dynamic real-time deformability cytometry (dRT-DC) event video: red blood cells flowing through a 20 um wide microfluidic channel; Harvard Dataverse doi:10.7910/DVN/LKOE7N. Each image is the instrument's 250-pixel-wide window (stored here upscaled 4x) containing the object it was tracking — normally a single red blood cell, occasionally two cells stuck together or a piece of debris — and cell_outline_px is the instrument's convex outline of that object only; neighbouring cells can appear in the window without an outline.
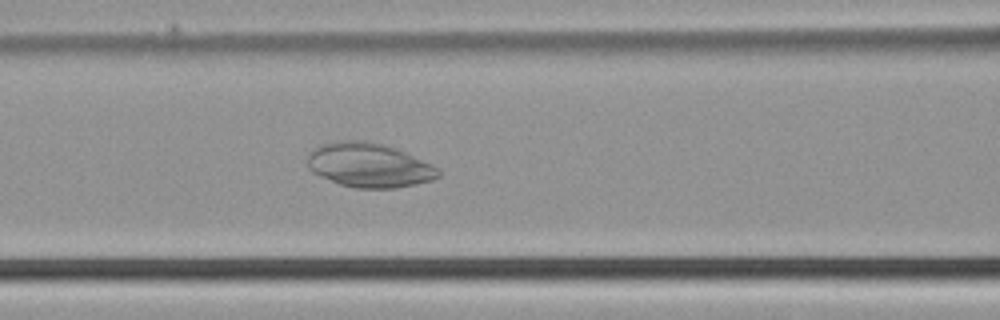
{"species": "common noctule bat (a hibernating species)", "species_latin": "Nyctalus noctula", "temperature_condition": "cold", "stored_images_in_passage": 51, "camera_frame_rate_fps": 3000, "um_per_image_px": 0.085, "animal": {"sex": "male", "body_mass_g": 21.5, "forearm_length_mm": 52.0}, "frame": {"image": 1, "passage_image": 22, "time_ms": 7.0, "image_size_px": [1000, 320], "cell_outline_px": [[440, 176], [432, 180], [416, 184], [396, 188], [356, 188], [340, 184], [320, 176], [312, 172], [308, 168], [308, 152], [312, 148], [320, 144], [336, 140], [368, 140], [384, 144], [396, 148], [432, 164], [440, 168]], "centroid_in_image_um": [31.36, 14.02], "position_along_channel_um": 135.2, "area_um2": 34.22}}
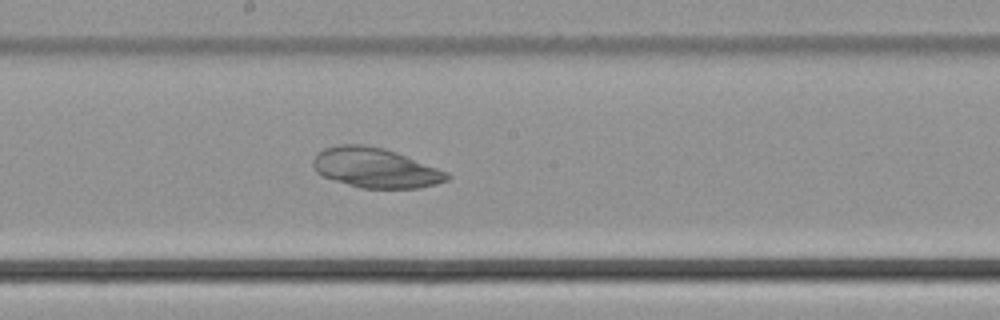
{"frame": {"image": 2, "passage_image": 28, "time_ms": 9.0, "image_size_px": [1000, 320], "cell_outline_px": [[452, 176], [448, 180], [436, 184], [420, 188], [360, 188], [324, 176], [316, 172], [312, 164], [312, 160], [316, 152], [324, 148], [340, 144], [364, 144], [384, 148], [396, 152], [448, 172]], "centroid_in_image_um": [31.9, 14.26], "position_along_channel_um": 216.3, "area_um2": 31.15}}
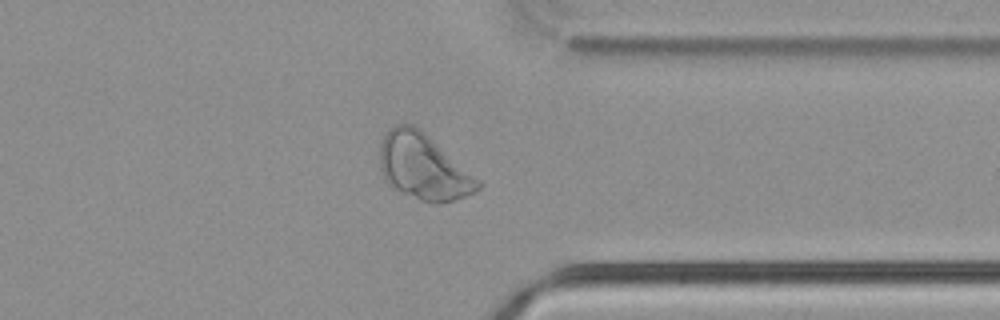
{"frame": {"image": 3, "passage_image": 40, "time_ms": 13.0, "image_size_px": [1000, 320], "cell_outline_px": [[484, 184], [476, 192], [440, 204], [432, 204], [420, 200], [400, 192], [392, 188], [384, 180], [380, 168], [380, 144], [384, 132], [388, 128], [396, 124], [416, 124], [480, 180]], "centroid_in_image_um": [35.97, 14.17], "position_along_channel_um": 375.4, "area_um2": 38.15}}